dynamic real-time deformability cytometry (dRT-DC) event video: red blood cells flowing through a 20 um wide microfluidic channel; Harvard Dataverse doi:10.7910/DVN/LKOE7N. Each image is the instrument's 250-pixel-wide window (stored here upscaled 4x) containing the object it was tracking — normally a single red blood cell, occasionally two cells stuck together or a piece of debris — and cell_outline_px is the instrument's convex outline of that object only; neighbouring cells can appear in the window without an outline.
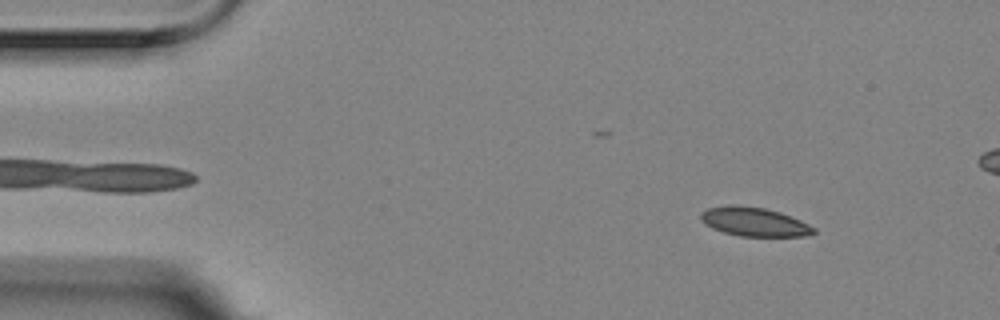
{"species": "Egyptian fruit bat (a non-hibernating species)", "species_latin": "Rousettus aegyptiacus", "temperature_condition": "room temperature", "stored_images_in_passage": 4, "camera_frame_rate_fps": 3000, "um_per_image_px": 0.085, "animal": {"sex": "female"}, "frame": {"image": 1, "passage_image": 1, "time_ms": 0.0, "image_size_px": [1000, 320], "cell_outline_px": [[816, 232], [808, 236], [740, 236], [724, 232], [712, 228], [704, 224], [700, 220], [700, 212], [708, 208], [724, 204], [736, 204], [764, 208], [780, 212], [800, 220], [816, 228]], "centroid_in_image_um": [64.07, 18.84], "position_along_channel_um": 20.9, "area_um2": 19.25}}